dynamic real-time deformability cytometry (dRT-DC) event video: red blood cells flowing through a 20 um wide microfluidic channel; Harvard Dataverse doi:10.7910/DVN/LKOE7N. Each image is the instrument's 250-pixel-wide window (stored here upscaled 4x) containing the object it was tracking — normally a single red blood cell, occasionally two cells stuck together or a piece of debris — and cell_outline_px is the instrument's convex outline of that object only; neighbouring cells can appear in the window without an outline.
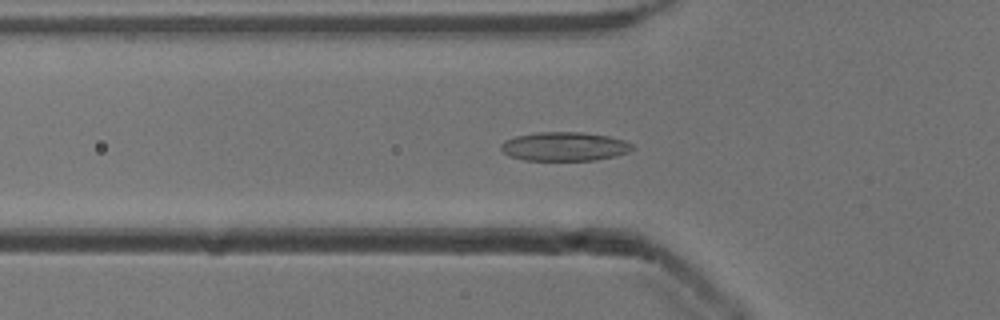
{"species": "common noctule bat (a hibernating species)", "species_latin": "Nyctalus noctula", "temperature_condition": "cold", "stored_images_in_passage": 53, "camera_frame_rate_fps": 3000, "um_per_image_px": 0.085, "animal": {"sex": "male", "body_mass_g": 13.3}, "frame": {"image": 1, "passage_image": 17, "time_ms": 5.333, "image_size_px": [1000, 320], "cell_outline_px": [[636, 148], [628, 152], [616, 156], [596, 160], [524, 160], [508, 156], [500, 148], [500, 144], [504, 140], [516, 136], [536, 132], [580, 132], [608, 136], [624, 140], [632, 144]], "centroid_in_image_um": [47.97, 12.45], "position_along_channel_um": 77.8, "area_um2": 22.25}}
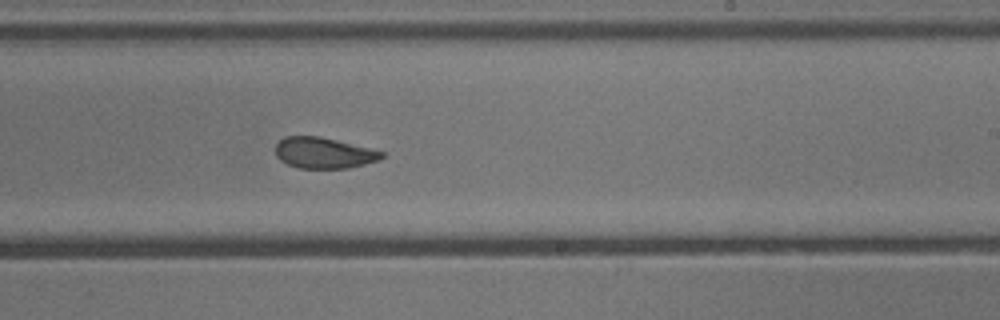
{"frame": {"image": 2, "passage_image": 31, "time_ms": 10.0, "image_size_px": [1000, 320], "cell_outline_px": [[384, 156], [380, 160], [348, 168], [296, 168], [280, 160], [276, 156], [276, 144], [284, 136], [320, 136], [384, 152]], "centroid_in_image_um": [27.49, 13.0], "position_along_channel_um": 261.5, "area_um2": 19.07}}
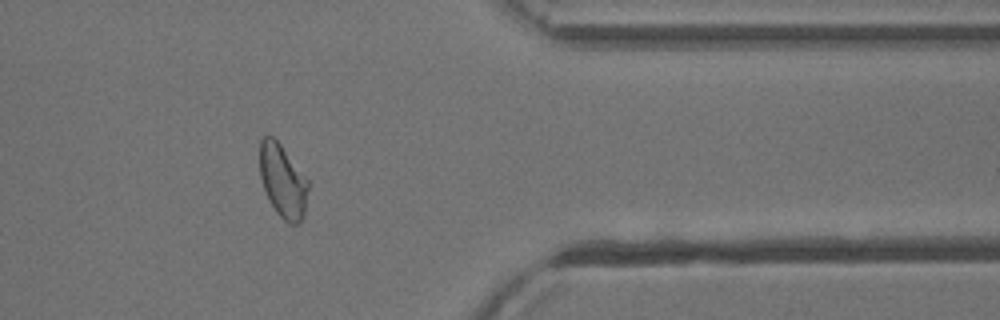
{"frame": {"image": 3, "passage_image": 42, "time_ms": 13.667, "image_size_px": [1000, 320], "cell_outline_px": [[308, 188], [304, 216], [296, 224], [288, 224], [276, 212], [268, 200], [260, 176], [260, 140], [264, 136], [272, 136], [280, 144], [308, 180]], "centroid_in_image_um": [24.03, 15.4], "position_along_channel_um": 387.4, "area_um2": 20.46}, "authors_computed_cell_mechanics": {"area_um2": 21.3282, "velocity_mm_per_s": 3.9176, "shape_relaxation_time_tau1_ms": 3.8167, "shape_relaxation_time_tau2_ms": 1.9663, "deformation_change_tau1": 0.1197, "deformation_change_tau2": 0.0687}}